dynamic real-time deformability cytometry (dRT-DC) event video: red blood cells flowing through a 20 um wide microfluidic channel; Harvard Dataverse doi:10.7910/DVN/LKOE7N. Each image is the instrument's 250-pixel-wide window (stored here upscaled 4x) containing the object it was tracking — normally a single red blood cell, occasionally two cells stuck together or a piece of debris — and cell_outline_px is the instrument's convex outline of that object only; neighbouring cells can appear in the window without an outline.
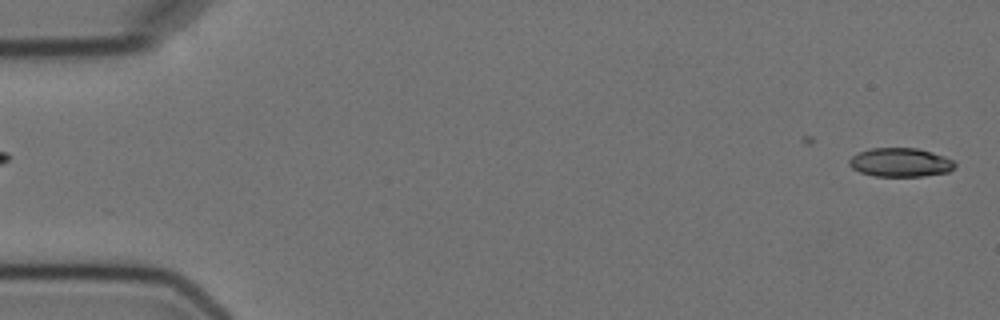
{"species": "Egyptian fruit bat (a non-hibernating species)", "species_latin": "Rousettus aegyptiacus", "temperature_condition": "cold", "stored_images_in_passage": 6, "camera_frame_rate_fps": 3000, "um_per_image_px": 0.085, "animal": {"sex": "female"}, "frame": {"image": 1, "passage_image": 1, "time_ms": 0.0, "image_size_px": [1000, 320], "cell_outline_px": [[956, 164], [948, 172], [924, 176], [872, 176], [860, 172], [852, 168], [848, 164], [848, 160], [852, 156], [860, 152], [872, 148], [916, 148], [932, 152], [944, 156], [952, 160]], "centroid_in_image_um": [76.51, 13.81], "position_along_channel_um": 8.5, "area_um2": 17.69}}
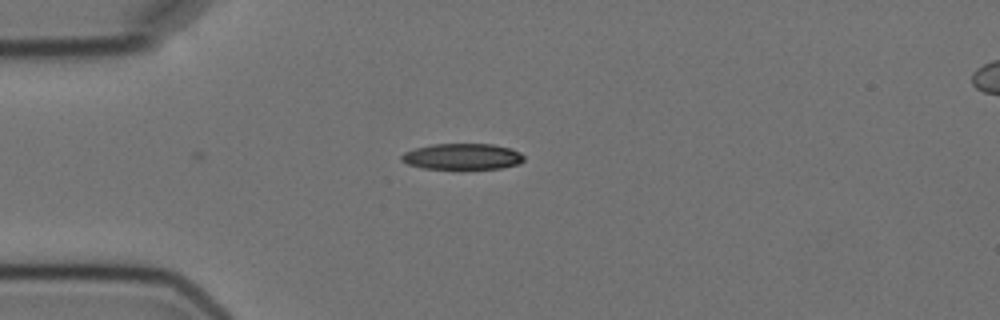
{"frame": {"image": 2, "passage_image": 5, "time_ms": 4.333, "image_size_px": [1000, 320], "cell_outline_px": [[524, 160], [520, 164], [500, 168], [424, 168], [408, 164], [400, 160], [400, 156], [404, 152], [416, 148], [432, 144], [492, 144], [512, 148], [520, 152], [524, 156]], "centroid_in_image_um": [39.32, 13.29], "position_along_channel_um": 45.7, "area_um2": 18.5}}